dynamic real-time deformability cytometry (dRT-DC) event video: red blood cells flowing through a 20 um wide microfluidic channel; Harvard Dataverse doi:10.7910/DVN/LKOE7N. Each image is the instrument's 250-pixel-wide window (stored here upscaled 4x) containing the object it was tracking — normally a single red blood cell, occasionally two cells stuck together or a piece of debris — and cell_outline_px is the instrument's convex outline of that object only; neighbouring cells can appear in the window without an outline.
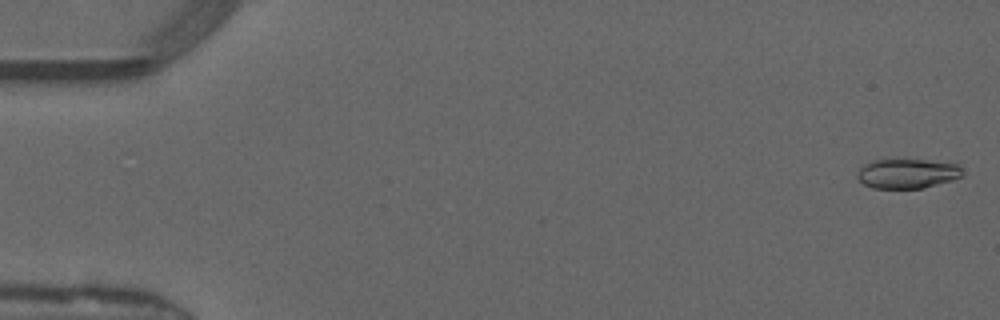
{"species": "common noctule bat (a hibernating species)", "species_latin": "Nyctalus noctula", "temperature_condition": "warm", "stored_images_in_passage": 42, "camera_frame_rate_fps": 3000, "um_per_image_px": 0.085, "animal": {"sex": "male", "forearm_length_mm": 52.5}, "frame": {"image": 1, "passage_image": 1, "time_ms": 0.0, "image_size_px": [1000, 320], "cell_outline_px": [[964, 172], [960, 176], [952, 180], [924, 188], [872, 188], [864, 184], [856, 176], [856, 172], [864, 164], [872, 160], [924, 160], [956, 164], [964, 168]], "centroid_in_image_um": [77.11, 14.75], "position_along_channel_um": 7.9, "area_um2": 18.09}}
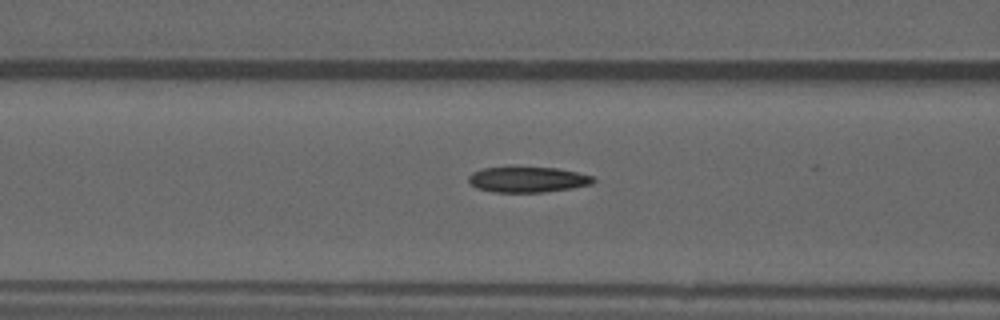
{"frame": {"image": 2, "passage_image": 20, "time_ms": 6.333, "image_size_px": [1000, 320], "cell_outline_px": [[596, 180], [592, 184], [572, 188], [544, 192], [492, 192], [476, 188], [468, 180], [468, 176], [472, 172], [484, 168], [508, 164], [512, 164], [556, 168], [576, 172], [592, 176]], "centroid_in_image_um": [44.8, 15.21], "position_along_channel_um": 121.8, "area_um2": 19.42}}
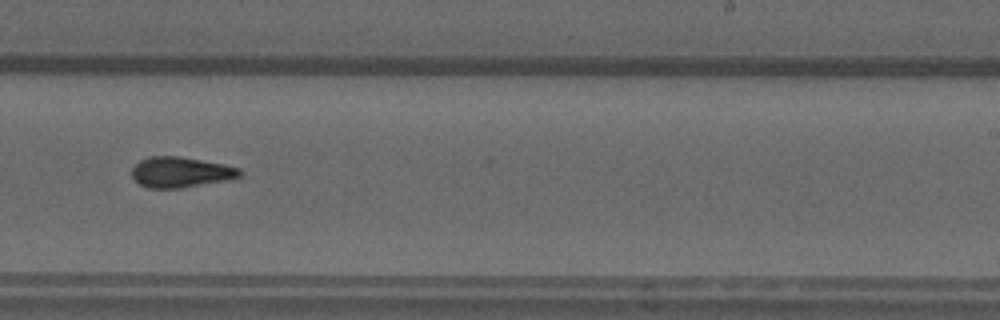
{"frame": {"image": 3, "passage_image": 31, "time_ms": 10.0, "image_size_px": [1000, 320], "cell_outline_px": [[244, 172], [240, 176], [224, 180], [180, 188], [148, 188], [140, 184], [132, 176], [132, 168], [140, 160], [148, 156], [180, 156], [224, 164], [240, 168]], "centroid_in_image_um": [15.35, 14.62], "position_along_channel_um": 273.7, "area_um2": 19.07}, "authors_computed_cell_mechanics": {"area_um2": 18.8717, "velocity_mm_per_s": 4.149, "shape_relaxation_time_tau1_ms": null, "shape_relaxation_time_tau2_ms": 3.568, "deformation_change_tau1": null, "deformation_change_tau2": 0.123}}